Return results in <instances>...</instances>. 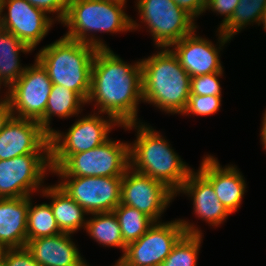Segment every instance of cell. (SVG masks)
Returning a JSON list of instances; mask_svg holds the SVG:
<instances>
[{
	"instance_id": "1",
	"label": "cell",
	"mask_w": 266,
	"mask_h": 266,
	"mask_svg": "<svg viewBox=\"0 0 266 266\" xmlns=\"http://www.w3.org/2000/svg\"><path fill=\"white\" fill-rule=\"evenodd\" d=\"M143 100L140 61L128 64L109 49L95 52L90 92L86 104L94 101L98 113H106L121 126L137 123L138 102Z\"/></svg>"
},
{
	"instance_id": "2",
	"label": "cell",
	"mask_w": 266,
	"mask_h": 266,
	"mask_svg": "<svg viewBox=\"0 0 266 266\" xmlns=\"http://www.w3.org/2000/svg\"><path fill=\"white\" fill-rule=\"evenodd\" d=\"M140 60L143 102L171 114H182L190 97L191 76L170 48Z\"/></svg>"
},
{
	"instance_id": "3",
	"label": "cell",
	"mask_w": 266,
	"mask_h": 266,
	"mask_svg": "<svg viewBox=\"0 0 266 266\" xmlns=\"http://www.w3.org/2000/svg\"><path fill=\"white\" fill-rule=\"evenodd\" d=\"M122 127L126 130L137 129L136 140L129 144L130 167L160 181L177 196L192 169L150 125L137 122Z\"/></svg>"
},
{
	"instance_id": "4",
	"label": "cell",
	"mask_w": 266,
	"mask_h": 266,
	"mask_svg": "<svg viewBox=\"0 0 266 266\" xmlns=\"http://www.w3.org/2000/svg\"><path fill=\"white\" fill-rule=\"evenodd\" d=\"M123 8L125 5L103 0H68L67 14L62 24L69 30L64 37L97 49H109L103 40L90 33L114 34L138 29L140 24L131 19Z\"/></svg>"
},
{
	"instance_id": "5",
	"label": "cell",
	"mask_w": 266,
	"mask_h": 266,
	"mask_svg": "<svg viewBox=\"0 0 266 266\" xmlns=\"http://www.w3.org/2000/svg\"><path fill=\"white\" fill-rule=\"evenodd\" d=\"M97 50L92 45L63 36L43 47L36 59L46 69L53 84L71 89L87 102L92 63Z\"/></svg>"
},
{
	"instance_id": "6",
	"label": "cell",
	"mask_w": 266,
	"mask_h": 266,
	"mask_svg": "<svg viewBox=\"0 0 266 266\" xmlns=\"http://www.w3.org/2000/svg\"><path fill=\"white\" fill-rule=\"evenodd\" d=\"M129 144L110 138L88 151L69 155L51 173L59 177H123L130 167Z\"/></svg>"
},
{
	"instance_id": "7",
	"label": "cell",
	"mask_w": 266,
	"mask_h": 266,
	"mask_svg": "<svg viewBox=\"0 0 266 266\" xmlns=\"http://www.w3.org/2000/svg\"><path fill=\"white\" fill-rule=\"evenodd\" d=\"M185 233L203 234L184 219L155 222L142 237L127 245L121 258L129 266H160Z\"/></svg>"
},
{
	"instance_id": "8",
	"label": "cell",
	"mask_w": 266,
	"mask_h": 266,
	"mask_svg": "<svg viewBox=\"0 0 266 266\" xmlns=\"http://www.w3.org/2000/svg\"><path fill=\"white\" fill-rule=\"evenodd\" d=\"M136 4L141 22L160 49L170 48L197 29L195 19L174 0H137Z\"/></svg>"
},
{
	"instance_id": "9",
	"label": "cell",
	"mask_w": 266,
	"mask_h": 266,
	"mask_svg": "<svg viewBox=\"0 0 266 266\" xmlns=\"http://www.w3.org/2000/svg\"><path fill=\"white\" fill-rule=\"evenodd\" d=\"M93 113L78 119L66 132L54 130L50 136V166L57 168L69 155L96 148L109 139L114 126L121 125L111 116L104 119Z\"/></svg>"
},
{
	"instance_id": "10",
	"label": "cell",
	"mask_w": 266,
	"mask_h": 266,
	"mask_svg": "<svg viewBox=\"0 0 266 266\" xmlns=\"http://www.w3.org/2000/svg\"><path fill=\"white\" fill-rule=\"evenodd\" d=\"M48 170L51 172L50 153H31L0 160V198L26 197L34 191L41 192Z\"/></svg>"
},
{
	"instance_id": "11",
	"label": "cell",
	"mask_w": 266,
	"mask_h": 266,
	"mask_svg": "<svg viewBox=\"0 0 266 266\" xmlns=\"http://www.w3.org/2000/svg\"><path fill=\"white\" fill-rule=\"evenodd\" d=\"M52 81L46 69L35 59L9 88L8 101L14 117L39 121L46 110Z\"/></svg>"
},
{
	"instance_id": "12",
	"label": "cell",
	"mask_w": 266,
	"mask_h": 266,
	"mask_svg": "<svg viewBox=\"0 0 266 266\" xmlns=\"http://www.w3.org/2000/svg\"><path fill=\"white\" fill-rule=\"evenodd\" d=\"M57 184L89 215L112 212L121 200L123 177H60Z\"/></svg>"
},
{
	"instance_id": "13",
	"label": "cell",
	"mask_w": 266,
	"mask_h": 266,
	"mask_svg": "<svg viewBox=\"0 0 266 266\" xmlns=\"http://www.w3.org/2000/svg\"><path fill=\"white\" fill-rule=\"evenodd\" d=\"M174 196L176 194L166 185L131 167L123 175L120 203L136 208L154 222H160Z\"/></svg>"
},
{
	"instance_id": "14",
	"label": "cell",
	"mask_w": 266,
	"mask_h": 266,
	"mask_svg": "<svg viewBox=\"0 0 266 266\" xmlns=\"http://www.w3.org/2000/svg\"><path fill=\"white\" fill-rule=\"evenodd\" d=\"M0 28L11 32L29 48H34L48 34L54 20L26 0H2Z\"/></svg>"
},
{
	"instance_id": "15",
	"label": "cell",
	"mask_w": 266,
	"mask_h": 266,
	"mask_svg": "<svg viewBox=\"0 0 266 266\" xmlns=\"http://www.w3.org/2000/svg\"><path fill=\"white\" fill-rule=\"evenodd\" d=\"M194 32L196 31L170 46L173 47L170 50L177 57L182 68L191 77L223 72L219 53L221 47L231 38L226 37L219 30V47H216L210 40L197 36Z\"/></svg>"
},
{
	"instance_id": "16",
	"label": "cell",
	"mask_w": 266,
	"mask_h": 266,
	"mask_svg": "<svg viewBox=\"0 0 266 266\" xmlns=\"http://www.w3.org/2000/svg\"><path fill=\"white\" fill-rule=\"evenodd\" d=\"M50 136L38 121L12 116L0 132V160L50 153Z\"/></svg>"
},
{
	"instance_id": "17",
	"label": "cell",
	"mask_w": 266,
	"mask_h": 266,
	"mask_svg": "<svg viewBox=\"0 0 266 266\" xmlns=\"http://www.w3.org/2000/svg\"><path fill=\"white\" fill-rule=\"evenodd\" d=\"M202 160L199 171L211 182L217 198L224 207L231 214L236 212L246 192L242 174L235 165L222 168L214 156L207 155Z\"/></svg>"
},
{
	"instance_id": "18",
	"label": "cell",
	"mask_w": 266,
	"mask_h": 266,
	"mask_svg": "<svg viewBox=\"0 0 266 266\" xmlns=\"http://www.w3.org/2000/svg\"><path fill=\"white\" fill-rule=\"evenodd\" d=\"M178 193L191 197L194 214L210 226L220 225L231 214L217 198L211 182L199 170L190 172Z\"/></svg>"
},
{
	"instance_id": "19",
	"label": "cell",
	"mask_w": 266,
	"mask_h": 266,
	"mask_svg": "<svg viewBox=\"0 0 266 266\" xmlns=\"http://www.w3.org/2000/svg\"><path fill=\"white\" fill-rule=\"evenodd\" d=\"M71 234L27 240L26 249L40 266H77L84 259L71 239Z\"/></svg>"
},
{
	"instance_id": "20",
	"label": "cell",
	"mask_w": 266,
	"mask_h": 266,
	"mask_svg": "<svg viewBox=\"0 0 266 266\" xmlns=\"http://www.w3.org/2000/svg\"><path fill=\"white\" fill-rule=\"evenodd\" d=\"M29 196L0 198V250L27 244Z\"/></svg>"
},
{
	"instance_id": "21",
	"label": "cell",
	"mask_w": 266,
	"mask_h": 266,
	"mask_svg": "<svg viewBox=\"0 0 266 266\" xmlns=\"http://www.w3.org/2000/svg\"><path fill=\"white\" fill-rule=\"evenodd\" d=\"M43 196L51 198L50 206L57 225L62 233L73 234L82 227L85 229L88 213L57 184L46 186Z\"/></svg>"
},
{
	"instance_id": "22",
	"label": "cell",
	"mask_w": 266,
	"mask_h": 266,
	"mask_svg": "<svg viewBox=\"0 0 266 266\" xmlns=\"http://www.w3.org/2000/svg\"><path fill=\"white\" fill-rule=\"evenodd\" d=\"M20 52L29 53L32 49L11 32L0 28V81L5 88L9 89L26 69L20 64Z\"/></svg>"
},
{
	"instance_id": "23",
	"label": "cell",
	"mask_w": 266,
	"mask_h": 266,
	"mask_svg": "<svg viewBox=\"0 0 266 266\" xmlns=\"http://www.w3.org/2000/svg\"><path fill=\"white\" fill-rule=\"evenodd\" d=\"M85 104L86 102L76 92L64 86L52 84L45 115L38 122L50 135L54 131L50 126L52 115L53 117L56 115L59 118L78 115L83 110L82 106Z\"/></svg>"
},
{
	"instance_id": "24",
	"label": "cell",
	"mask_w": 266,
	"mask_h": 266,
	"mask_svg": "<svg viewBox=\"0 0 266 266\" xmlns=\"http://www.w3.org/2000/svg\"><path fill=\"white\" fill-rule=\"evenodd\" d=\"M87 218L86 232L103 246L119 247L125 253L127 245L122 239L120 224L114 212L93 213Z\"/></svg>"
},
{
	"instance_id": "25",
	"label": "cell",
	"mask_w": 266,
	"mask_h": 266,
	"mask_svg": "<svg viewBox=\"0 0 266 266\" xmlns=\"http://www.w3.org/2000/svg\"><path fill=\"white\" fill-rule=\"evenodd\" d=\"M29 196V208L27 216V240L41 237H52L62 233L57 225L50 204H32Z\"/></svg>"
},
{
	"instance_id": "26",
	"label": "cell",
	"mask_w": 266,
	"mask_h": 266,
	"mask_svg": "<svg viewBox=\"0 0 266 266\" xmlns=\"http://www.w3.org/2000/svg\"><path fill=\"white\" fill-rule=\"evenodd\" d=\"M113 212L120 224L122 239L126 245L142 237L155 223L150 217L136 208L121 203Z\"/></svg>"
},
{
	"instance_id": "27",
	"label": "cell",
	"mask_w": 266,
	"mask_h": 266,
	"mask_svg": "<svg viewBox=\"0 0 266 266\" xmlns=\"http://www.w3.org/2000/svg\"><path fill=\"white\" fill-rule=\"evenodd\" d=\"M266 8V0H239L231 19L220 29L226 37L233 38L250 23H258ZM246 25V26H245Z\"/></svg>"
},
{
	"instance_id": "28",
	"label": "cell",
	"mask_w": 266,
	"mask_h": 266,
	"mask_svg": "<svg viewBox=\"0 0 266 266\" xmlns=\"http://www.w3.org/2000/svg\"><path fill=\"white\" fill-rule=\"evenodd\" d=\"M202 234L185 233L160 266H197Z\"/></svg>"
},
{
	"instance_id": "29",
	"label": "cell",
	"mask_w": 266,
	"mask_h": 266,
	"mask_svg": "<svg viewBox=\"0 0 266 266\" xmlns=\"http://www.w3.org/2000/svg\"><path fill=\"white\" fill-rule=\"evenodd\" d=\"M221 99V96L215 95H190L187 107L182 114H193L198 116L215 114L220 110Z\"/></svg>"
},
{
	"instance_id": "30",
	"label": "cell",
	"mask_w": 266,
	"mask_h": 266,
	"mask_svg": "<svg viewBox=\"0 0 266 266\" xmlns=\"http://www.w3.org/2000/svg\"><path fill=\"white\" fill-rule=\"evenodd\" d=\"M223 72H214L211 74L198 75L191 77L190 95H221V86L219 77Z\"/></svg>"
},
{
	"instance_id": "31",
	"label": "cell",
	"mask_w": 266,
	"mask_h": 266,
	"mask_svg": "<svg viewBox=\"0 0 266 266\" xmlns=\"http://www.w3.org/2000/svg\"><path fill=\"white\" fill-rule=\"evenodd\" d=\"M0 262L3 266H40L26 247L2 249Z\"/></svg>"
},
{
	"instance_id": "32",
	"label": "cell",
	"mask_w": 266,
	"mask_h": 266,
	"mask_svg": "<svg viewBox=\"0 0 266 266\" xmlns=\"http://www.w3.org/2000/svg\"><path fill=\"white\" fill-rule=\"evenodd\" d=\"M30 5L48 13H56V21L63 22L68 9V0H26Z\"/></svg>"
},
{
	"instance_id": "33",
	"label": "cell",
	"mask_w": 266,
	"mask_h": 266,
	"mask_svg": "<svg viewBox=\"0 0 266 266\" xmlns=\"http://www.w3.org/2000/svg\"><path fill=\"white\" fill-rule=\"evenodd\" d=\"M238 4L239 0H214L205 8V11L209 9L225 17L218 27L220 29L231 19Z\"/></svg>"
},
{
	"instance_id": "34",
	"label": "cell",
	"mask_w": 266,
	"mask_h": 266,
	"mask_svg": "<svg viewBox=\"0 0 266 266\" xmlns=\"http://www.w3.org/2000/svg\"><path fill=\"white\" fill-rule=\"evenodd\" d=\"M183 10L194 19L200 16L205 9L201 5V0H174Z\"/></svg>"
},
{
	"instance_id": "35",
	"label": "cell",
	"mask_w": 266,
	"mask_h": 266,
	"mask_svg": "<svg viewBox=\"0 0 266 266\" xmlns=\"http://www.w3.org/2000/svg\"><path fill=\"white\" fill-rule=\"evenodd\" d=\"M13 116L9 101L0 103V132Z\"/></svg>"
},
{
	"instance_id": "36",
	"label": "cell",
	"mask_w": 266,
	"mask_h": 266,
	"mask_svg": "<svg viewBox=\"0 0 266 266\" xmlns=\"http://www.w3.org/2000/svg\"><path fill=\"white\" fill-rule=\"evenodd\" d=\"M263 121H262V128L260 129L261 131V133H260V135H261V141H262V145H263V147H264V149L266 150V110H265V113H263Z\"/></svg>"
},
{
	"instance_id": "37",
	"label": "cell",
	"mask_w": 266,
	"mask_h": 266,
	"mask_svg": "<svg viewBox=\"0 0 266 266\" xmlns=\"http://www.w3.org/2000/svg\"><path fill=\"white\" fill-rule=\"evenodd\" d=\"M263 24V29L266 31V8L262 13V17L260 19L259 25Z\"/></svg>"
},
{
	"instance_id": "38",
	"label": "cell",
	"mask_w": 266,
	"mask_h": 266,
	"mask_svg": "<svg viewBox=\"0 0 266 266\" xmlns=\"http://www.w3.org/2000/svg\"><path fill=\"white\" fill-rule=\"evenodd\" d=\"M112 266H129L122 258H119L117 262Z\"/></svg>"
},
{
	"instance_id": "39",
	"label": "cell",
	"mask_w": 266,
	"mask_h": 266,
	"mask_svg": "<svg viewBox=\"0 0 266 266\" xmlns=\"http://www.w3.org/2000/svg\"><path fill=\"white\" fill-rule=\"evenodd\" d=\"M103 1L111 2V3H115V4L125 5L127 0H103Z\"/></svg>"
},
{
	"instance_id": "40",
	"label": "cell",
	"mask_w": 266,
	"mask_h": 266,
	"mask_svg": "<svg viewBox=\"0 0 266 266\" xmlns=\"http://www.w3.org/2000/svg\"><path fill=\"white\" fill-rule=\"evenodd\" d=\"M214 0H201V5L205 9L208 5H210Z\"/></svg>"
},
{
	"instance_id": "41",
	"label": "cell",
	"mask_w": 266,
	"mask_h": 266,
	"mask_svg": "<svg viewBox=\"0 0 266 266\" xmlns=\"http://www.w3.org/2000/svg\"><path fill=\"white\" fill-rule=\"evenodd\" d=\"M3 83L0 81V88ZM8 101V92L6 91V95L3 97V99H0V103Z\"/></svg>"
},
{
	"instance_id": "42",
	"label": "cell",
	"mask_w": 266,
	"mask_h": 266,
	"mask_svg": "<svg viewBox=\"0 0 266 266\" xmlns=\"http://www.w3.org/2000/svg\"><path fill=\"white\" fill-rule=\"evenodd\" d=\"M77 266H89L85 260H83L79 265Z\"/></svg>"
},
{
	"instance_id": "43",
	"label": "cell",
	"mask_w": 266,
	"mask_h": 266,
	"mask_svg": "<svg viewBox=\"0 0 266 266\" xmlns=\"http://www.w3.org/2000/svg\"><path fill=\"white\" fill-rule=\"evenodd\" d=\"M1 2H2V0H0V18H1Z\"/></svg>"
}]
</instances>
